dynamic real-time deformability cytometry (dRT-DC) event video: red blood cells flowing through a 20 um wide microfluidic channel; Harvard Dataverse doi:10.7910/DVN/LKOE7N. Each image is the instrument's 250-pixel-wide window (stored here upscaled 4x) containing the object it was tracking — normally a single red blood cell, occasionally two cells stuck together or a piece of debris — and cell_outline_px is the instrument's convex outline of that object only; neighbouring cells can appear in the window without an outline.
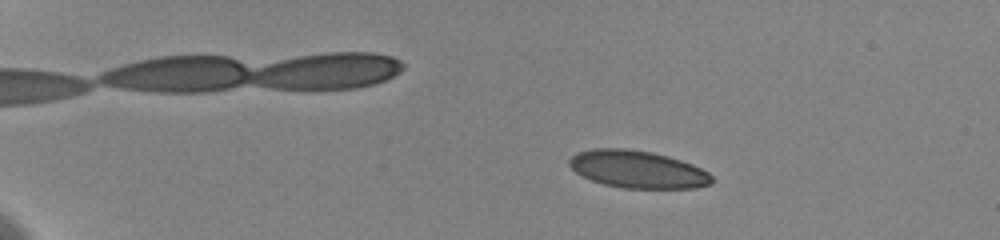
{"species": "human", "species_latin": "Homo sapiens", "temperature_condition": "cold", "stored_images_in_passage": 38, "camera_frame_rate_fps": 3000, "um_per_image_px": 0.085, "donor": {"sex": "female"}, "frame": {"image": 1, "passage_image": 19, "time_ms": 4.0, "image_size_px": [1000, 240], "cell_outline_px": [[712, 184], [696, 188], [624, 188], [604, 184], [592, 180], [576, 172], [568, 164], [568, 160], [576, 152], [592, 148], [624, 148], [652, 152], [668, 156], [692, 164], [708, 172], [712, 176]], "centroid_in_image_um": [54.19, 14.39], "position_along_channel_um": 30.8, "area_um2": 31.1}}
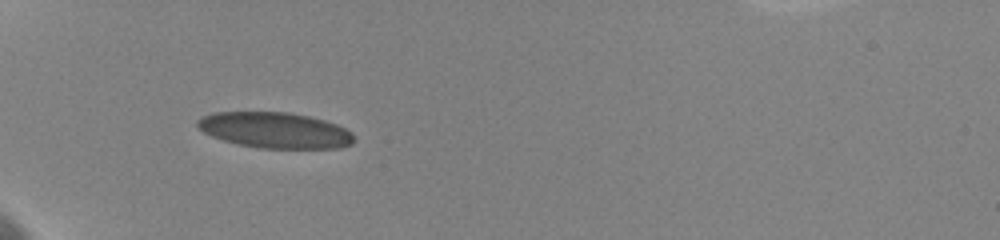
{"frame": {"image": 2, "passage_image": 37, "time_ms": 7.333, "image_size_px": [1000, 240], "cell_outline_px": [[352, 144], [340, 148], [260, 148], [236, 144], [212, 136], [196, 128], [196, 120], [200, 116], [212, 112], [288, 112], [308, 116], [324, 120], [336, 124], [352, 132]], "centroid_in_image_um": [23.31, 11.06], "position_along_channel_um": 61.7, "area_um2": 32.77}}